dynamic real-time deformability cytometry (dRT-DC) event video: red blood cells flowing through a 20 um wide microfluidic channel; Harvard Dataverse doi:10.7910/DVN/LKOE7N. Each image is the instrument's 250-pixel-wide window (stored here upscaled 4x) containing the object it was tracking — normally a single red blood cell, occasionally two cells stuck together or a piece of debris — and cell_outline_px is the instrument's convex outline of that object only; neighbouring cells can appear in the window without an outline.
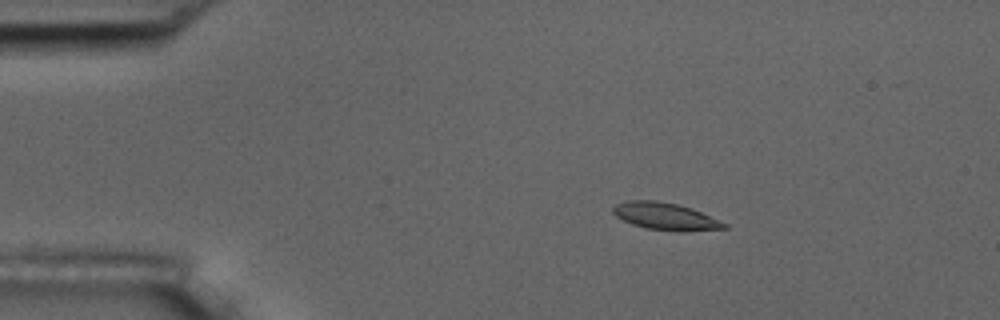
{"species": "common noctule bat (a hibernating species)", "species_latin": "Nyctalus noctula", "temperature_condition": "room temperature", "stored_images_in_passage": 6, "camera_frame_rate_fps": 3000, "um_per_image_px": 0.085, "animal": {"sex": "male", "body_mass_g": 17.5, "forearm_length_mm": 52.3}, "frame": {"image": 1, "passage_image": 2, "time_ms": 1.0, "image_size_px": [1000, 320], "cell_outline_px": [[728, 228], [648, 228], [632, 224], [616, 216], [612, 212], [612, 208], [616, 204], [624, 200], [656, 200], [676, 204], [692, 208], [728, 224]], "centroid_in_image_um": [56.44, 18.3], "position_along_channel_um": 28.6, "area_um2": 16.47}}
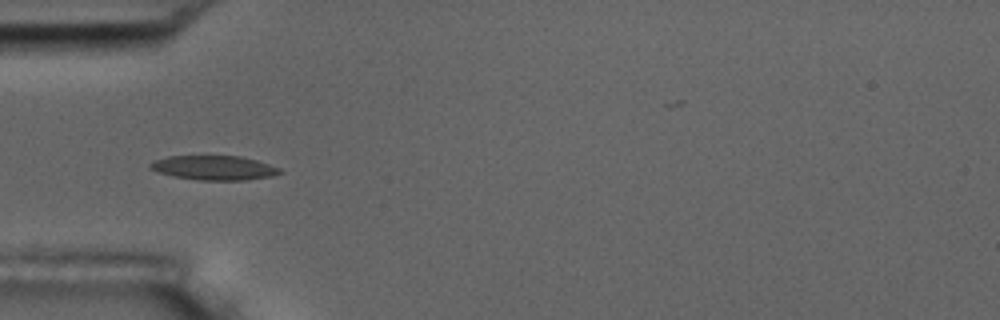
{"frame": {"image": 2, "passage_image": 4, "time_ms": 3.667, "image_size_px": [1000, 320], "cell_outline_px": [[284, 172], [272, 176], [244, 180], [196, 180], [172, 176], [156, 172], [148, 168], [148, 164], [152, 160], [168, 156], [240, 156], [256, 160], [280, 168]], "centroid_in_image_um": [18.13, 14.26], "position_along_channel_um": 66.9, "area_um2": 18.61}}